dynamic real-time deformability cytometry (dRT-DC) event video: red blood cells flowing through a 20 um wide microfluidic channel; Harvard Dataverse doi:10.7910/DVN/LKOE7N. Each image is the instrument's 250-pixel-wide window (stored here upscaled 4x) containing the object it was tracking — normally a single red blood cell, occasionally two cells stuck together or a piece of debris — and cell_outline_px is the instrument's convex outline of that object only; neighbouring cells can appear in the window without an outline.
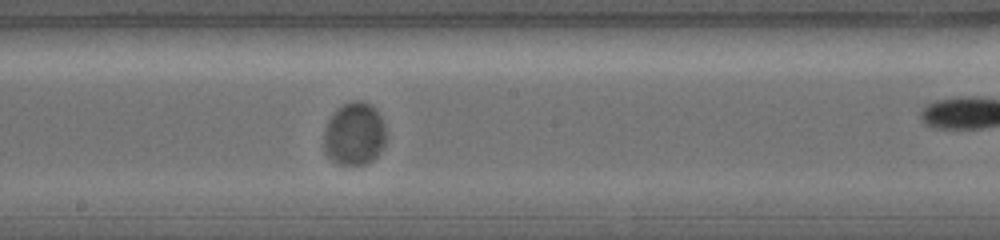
{"species": "common noctule bat (a hibernating species)", "species_latin": "Nyctalus noctula", "temperature_condition": "warm", "stored_images_in_passage": 10, "camera_frame_rate_fps": 5000, "um_per_image_px": 0.085, "animal": {"sex": "female", "body_mass_g": 19.0, "forearm_length_mm": 56.7}, "frame": {"image": 1, "passage_image": 9, "time_ms": 4.6, "image_size_px": [1000, 240], "cell_outline_px": [[384, 148], [372, 160], [364, 164], [340, 164], [332, 160], [324, 152], [324, 132], [328, 120], [344, 104], [356, 100], [360, 100], [368, 104], [380, 116], [384, 128]], "centroid_in_image_um": [30.1, 11.42], "position_along_channel_um": 218.1, "area_um2": 22.25}}